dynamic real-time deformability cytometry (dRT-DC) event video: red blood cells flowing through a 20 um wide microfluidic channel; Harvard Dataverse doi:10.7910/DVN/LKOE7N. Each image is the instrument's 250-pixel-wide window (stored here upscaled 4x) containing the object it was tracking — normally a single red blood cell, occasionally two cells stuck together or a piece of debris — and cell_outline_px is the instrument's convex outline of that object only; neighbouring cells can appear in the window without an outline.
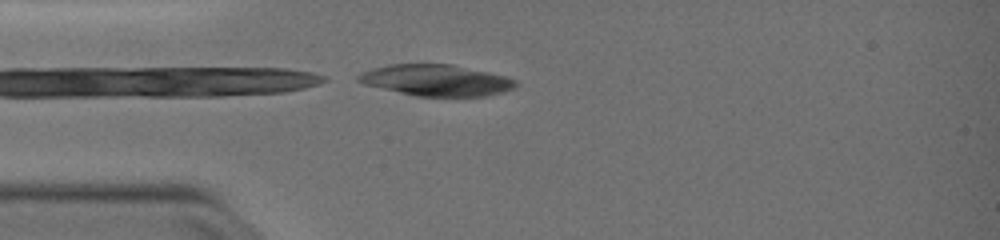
{"species": "common noctule bat (a hibernating species)", "species_latin": "Nyctalus noctula", "temperature_condition": "warm", "stored_images_in_passage": 37, "segment_of_instrument_passage": [1, 2], "camera_frame_rate_fps": 3000, "um_per_image_px": 0.085, "animal": {"sex": "female", "body_mass_g": 19.0, "forearm_length_mm": 51.5}, "frame": {"image": 1, "passage_image": 1, "time_ms": 0.0, "image_size_px": [1000, 240], "cell_outline_px": [[520, 84], [516, 88], [504, 92], [488, 96], [416, 96], [364, 84], [356, 80], [356, 76], [360, 72], [372, 68], [388, 64], [452, 64], [508, 76], [516, 80]], "centroid_in_image_um": [37.13, 6.82], "position_along_channel_um": 47.9, "area_um2": 29.02}}